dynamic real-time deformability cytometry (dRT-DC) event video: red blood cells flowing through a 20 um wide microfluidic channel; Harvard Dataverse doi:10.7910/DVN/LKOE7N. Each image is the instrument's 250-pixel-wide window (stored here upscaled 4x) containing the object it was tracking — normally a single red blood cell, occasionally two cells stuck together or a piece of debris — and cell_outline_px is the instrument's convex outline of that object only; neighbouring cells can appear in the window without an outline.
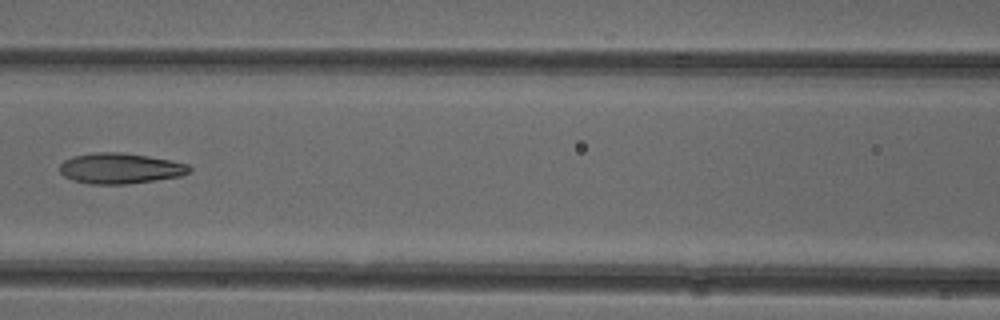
{"species": "common noctule bat (a hibernating species)", "species_latin": "Nyctalus noctula", "temperature_condition": "cold", "stored_images_in_passage": 6, "camera_frame_rate_fps": 3000, "um_per_image_px": 0.085, "animal": {"sex": "female"}, "frame": {"image": 1, "passage_image": 6, "time_ms": 6.667, "image_size_px": [1000, 320], "cell_outline_px": [[192, 168], [188, 172], [180, 176], [128, 184], [88, 184], [72, 180], [64, 176], [60, 172], [60, 164], [64, 160], [72, 156], [96, 152], [120, 152], [148, 156], [172, 160], [188, 164]], "centroid_in_image_um": [10.19, 14.31], "position_along_channel_um": 156.4, "area_um2": 23.18}}